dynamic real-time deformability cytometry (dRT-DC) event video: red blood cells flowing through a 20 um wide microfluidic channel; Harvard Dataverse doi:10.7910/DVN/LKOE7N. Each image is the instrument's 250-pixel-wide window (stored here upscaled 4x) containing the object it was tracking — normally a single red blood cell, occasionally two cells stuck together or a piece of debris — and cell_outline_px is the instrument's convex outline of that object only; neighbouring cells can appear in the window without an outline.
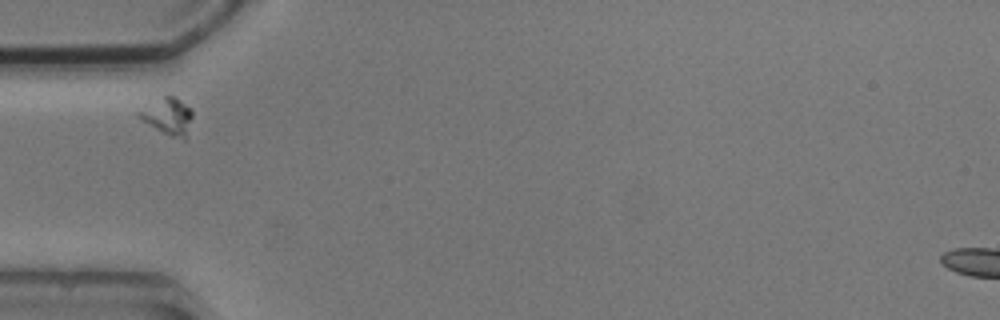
{"species": "common noctule bat (a hibernating species)", "species_latin": "Nyctalus noctula", "temperature_condition": "cold", "stored_images_in_passage": 9, "camera_frame_rate_fps": 3000, "um_per_image_px": 0.085, "animal": {"sex": "male", "body_mass_g": 20.5, "forearm_length_mm": 52.5}, "frame": {"image": 1, "passage_image": 1, "time_ms": 0.0, "image_size_px": [1000, 320], "cell_outline_px": [[192, 116], [188, 140], [184, 140], [172, 136], [156, 128], [136, 116], [136, 112], [164, 96], [176, 96], [192, 112]], "centroid_in_image_um": [14.31, 9.91], "position_along_channel_um": 70.7, "area_um2": 11.21}}
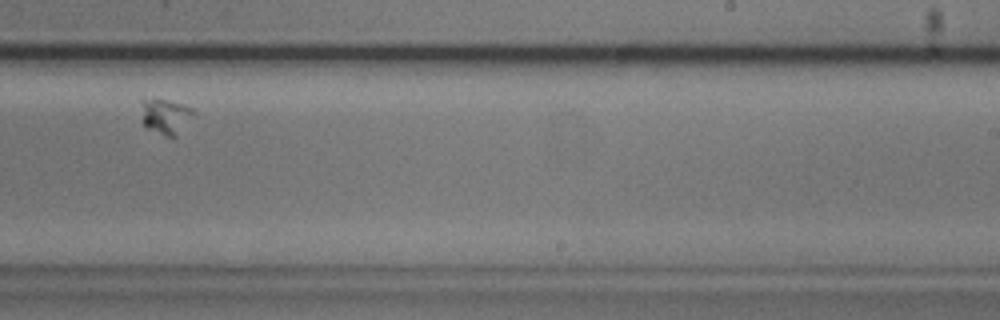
{"frame": {"image": 2, "passage_image": 6, "time_ms": 6.0, "image_size_px": [1000, 320], "cell_outline_px": [[196, 112], [176, 136], [172, 140], [148, 128], [140, 120], [140, 96], [164, 100], [180, 104], [192, 108]], "centroid_in_image_um": [13.99, 9.87], "position_along_channel_um": 275.0, "area_um2": 11.16}}
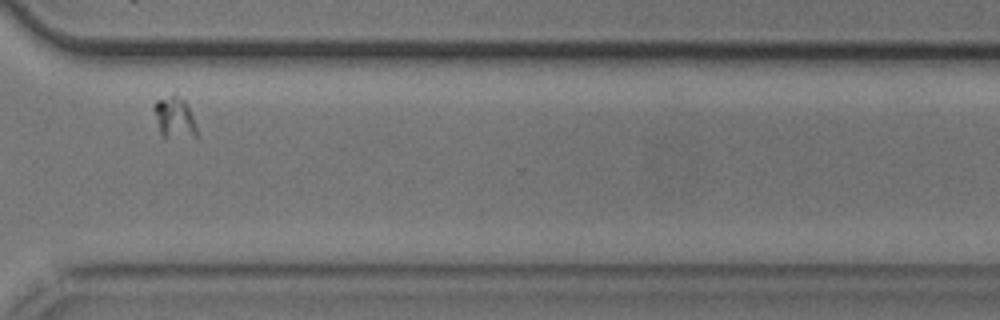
{"frame": {"image": 3, "passage_image": 8, "time_ms": 8.333, "image_size_px": [1000, 320], "cell_outline_px": [[200, 136], [196, 140], [160, 136], [152, 108], [152, 104], [156, 100], [176, 88], [188, 104]], "centroid_in_image_um": [14.85, 9.95], "position_along_channel_um": 355.7, "area_um2": 11.68}}